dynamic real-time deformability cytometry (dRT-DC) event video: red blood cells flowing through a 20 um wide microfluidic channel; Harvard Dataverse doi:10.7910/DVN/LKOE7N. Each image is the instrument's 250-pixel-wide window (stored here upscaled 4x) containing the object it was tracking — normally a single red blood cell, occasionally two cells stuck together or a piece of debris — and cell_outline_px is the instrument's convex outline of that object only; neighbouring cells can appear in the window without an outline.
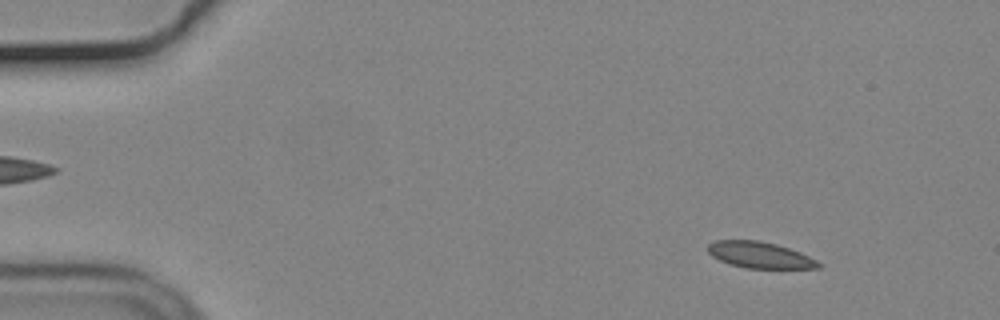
{"species": "common noctule bat (a hibernating species)", "species_latin": "Nyctalus noctula", "temperature_condition": "cold", "stored_images_in_passage": 56, "segment_of_instrument_passage": [1, 2], "camera_frame_rate_fps": 3000, "um_per_image_px": 0.085, "animal": {"sex": "male", "body_mass_g": 19.2, "forearm_length_mm": 51.8}, "frame": {"image": 1, "passage_image": 6, "time_ms": 1.667, "image_size_px": [1000, 320], "cell_outline_px": [[820, 268], [744, 268], [728, 264], [712, 256], [708, 252], [708, 244], [712, 240], [760, 240], [776, 244], [800, 252], [816, 260], [820, 264]], "centroid_in_image_um": [64.54, 21.67], "position_along_channel_um": 20.5, "area_um2": 16.94}}
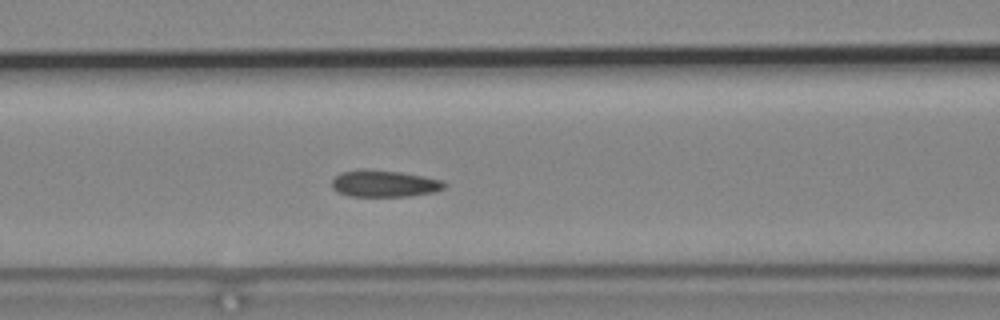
{"frame": {"image": 2, "passage_image": 23, "time_ms": 7.333, "image_size_px": [1000, 320], "cell_outline_px": [[448, 184], [444, 188], [432, 192], [408, 196], [348, 196], [332, 188], [332, 180], [340, 172], [356, 168], [364, 168], [400, 172], [424, 176], [440, 180]], "centroid_in_image_um": [32.62, 15.58], "position_along_channel_um": 134.0, "area_um2": 17.63}}
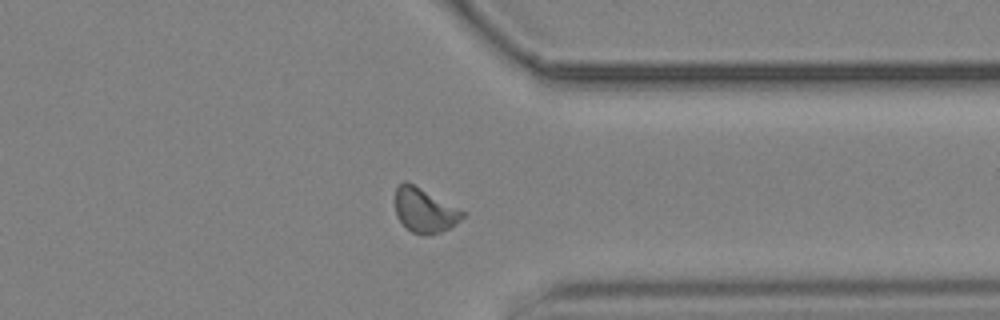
{"frame": {"image": 3, "passage_image": 43, "time_ms": 14.0, "image_size_px": [1000, 320], "cell_outline_px": [[468, 212], [456, 224], [440, 232], [424, 236], [420, 236], [412, 232], [396, 216], [396, 188], [404, 180], [408, 180]], "centroid_in_image_um": [36.12, 17.85], "position_along_channel_um": 375.3, "area_um2": 17.74}}